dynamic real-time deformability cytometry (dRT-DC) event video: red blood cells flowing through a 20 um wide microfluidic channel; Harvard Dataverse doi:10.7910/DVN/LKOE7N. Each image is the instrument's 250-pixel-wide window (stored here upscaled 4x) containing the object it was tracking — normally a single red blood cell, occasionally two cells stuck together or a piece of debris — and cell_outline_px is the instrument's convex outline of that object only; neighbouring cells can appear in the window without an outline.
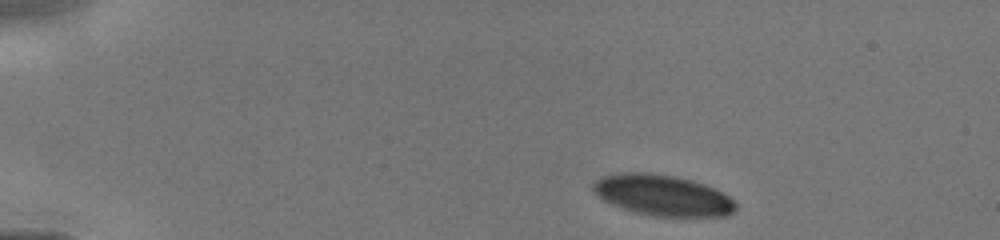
{"species": "human", "species_latin": "Homo sapiens", "temperature_condition": "cold", "stored_images_in_passage": 9, "camera_frame_rate_fps": 3000, "um_per_image_px": 0.085, "donor": {"sex": "male"}, "frame": {"image": 1, "passage_image": 1, "time_ms": 0.0, "image_size_px": [1000, 240], "cell_outline_px": [[736, 212], [728, 216], [652, 216], [636, 212], [612, 204], [604, 200], [592, 188], [592, 184], [600, 176], [624, 172], [648, 172], [672, 176], [692, 180], [704, 184], [728, 196], [736, 204]], "centroid_in_image_um": [56.33, 16.6], "position_along_channel_um": 28.7, "area_um2": 33.7}}
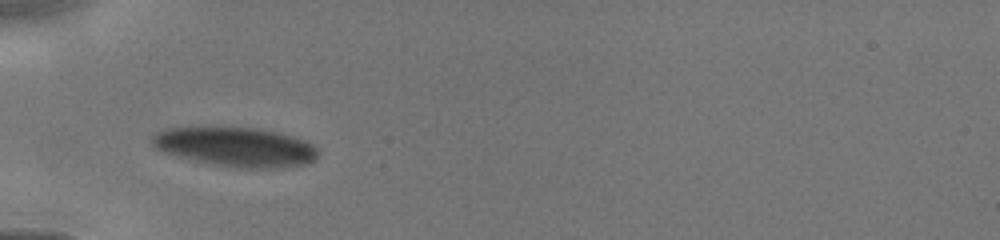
{"frame": {"image": 2, "passage_image": 7, "time_ms": 2.667, "image_size_px": [1000, 240], "cell_outline_px": [[316, 156], [312, 160], [304, 164], [272, 168], [236, 168], [212, 164], [164, 152], [156, 148], [152, 144], [152, 136], [156, 132], [164, 128], [212, 124], [220, 124], [256, 128], [280, 132], [304, 140], [312, 144], [316, 148]], "centroid_in_image_um": [19.95, 12.42], "position_along_channel_um": 65.1, "area_um2": 38.9}}